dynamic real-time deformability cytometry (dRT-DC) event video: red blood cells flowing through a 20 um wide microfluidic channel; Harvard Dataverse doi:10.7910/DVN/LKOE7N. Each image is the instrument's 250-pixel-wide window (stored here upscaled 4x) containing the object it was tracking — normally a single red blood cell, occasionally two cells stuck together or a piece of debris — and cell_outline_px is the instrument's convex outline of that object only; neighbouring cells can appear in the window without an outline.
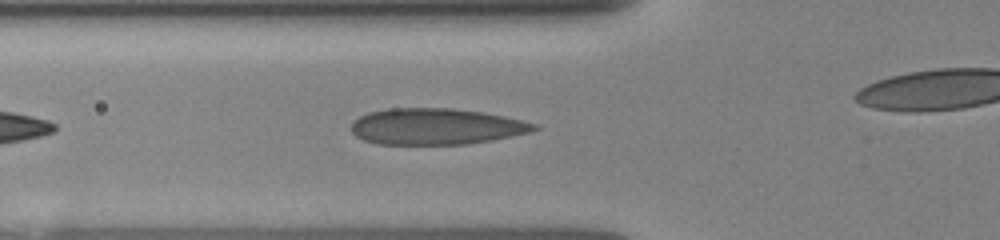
{"species": "human", "species_latin": "Homo sapiens", "temperature_condition": "room temperature", "stored_images_in_passage": 27, "camera_frame_rate_fps": 3000, "um_per_image_px": 0.085, "donor": {"sex": "female"}, "frame": {"image": 1, "passage_image": 5, "time_ms": 1.333, "image_size_px": [1000, 240], "cell_outline_px": [[540, 128], [532, 132], [492, 140], [468, 144], [376, 144], [364, 140], [356, 136], [352, 132], [352, 120], [368, 112], [388, 108], [452, 108], [484, 112], [504, 116], [536, 124]], "centroid_in_image_um": [37.06, 10.75], "position_along_channel_um": 88.7, "area_um2": 38.78}}
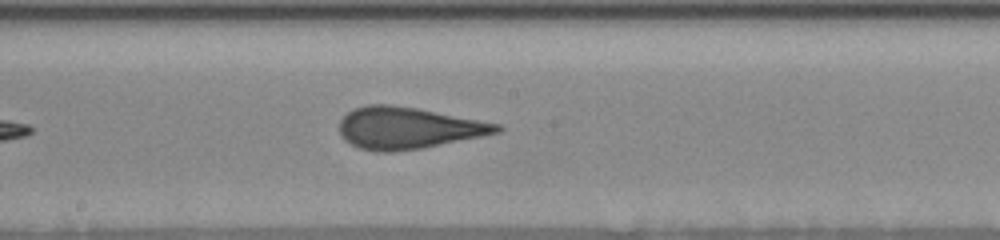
{"frame": {"image": 2, "passage_image": 14, "time_ms": 4.333, "image_size_px": [1000, 240], "cell_outline_px": [[504, 128], [500, 132], [420, 148], [392, 152], [376, 152], [360, 148], [344, 140], [340, 132], [340, 120], [352, 108], [368, 104], [388, 104], [416, 108], [504, 124]], "centroid_in_image_um": [34.68, 10.87], "position_along_channel_um": 213.5, "area_um2": 38.15}}
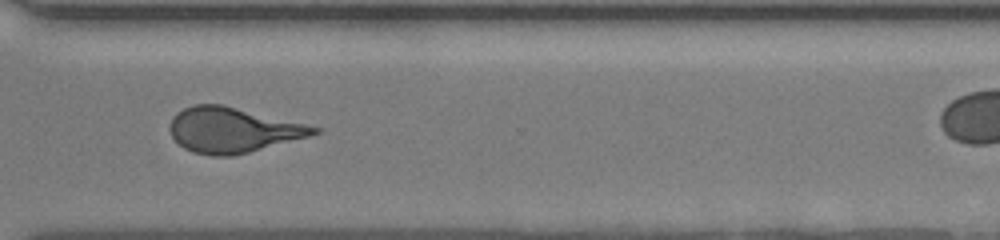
{"frame": {"image": 3, "passage_image": 23, "time_ms": 7.667, "image_size_px": [1000, 240], "cell_outline_px": [[320, 132], [308, 136], [248, 152], [232, 156], [212, 156], [192, 152], [184, 148], [172, 136], [168, 128], [172, 116], [176, 112], [184, 108], [196, 104], [220, 104], [304, 124], [320, 128]], "centroid_in_image_um": [19.7, 11.05], "position_along_channel_um": 350.9, "area_um2": 37.28}}